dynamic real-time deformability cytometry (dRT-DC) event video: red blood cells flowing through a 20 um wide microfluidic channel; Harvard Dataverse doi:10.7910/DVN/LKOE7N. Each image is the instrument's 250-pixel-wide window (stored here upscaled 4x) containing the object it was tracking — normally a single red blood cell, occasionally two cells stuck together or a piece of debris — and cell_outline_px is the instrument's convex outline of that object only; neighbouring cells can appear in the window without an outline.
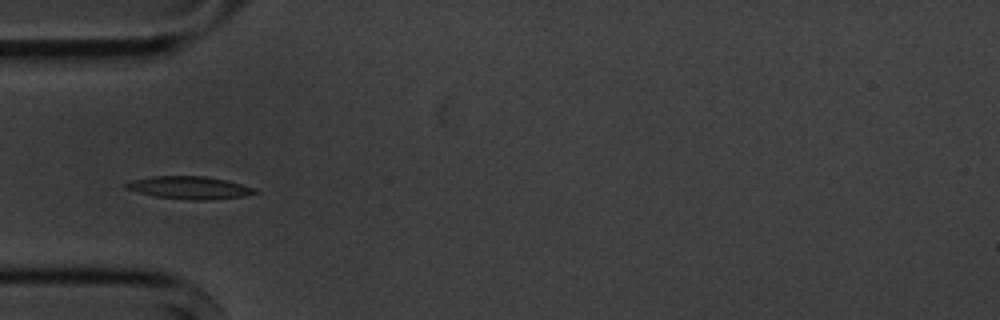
{"species": "common noctule bat (a hibernating species)", "species_latin": "Nyctalus noctula", "temperature_condition": "cold", "stored_images_in_passage": 8, "camera_frame_rate_fps": 3000, "um_per_image_px": 0.085, "animal": {"sex": "male", "body_mass_g": 20.1, "forearm_length_mm": 53.5}, "frame": {"image": 1, "passage_image": 5, "time_ms": 4.667, "image_size_px": [1000, 320], "cell_outline_px": [[260, 192], [244, 196], [208, 200], [188, 200], [152, 196], [128, 188], [124, 184], [128, 180], [152, 176], [204, 176], [224, 180], [256, 188]], "centroid_in_image_um": [16.1, 15.95], "position_along_channel_um": 68.9, "area_um2": 16.99}}
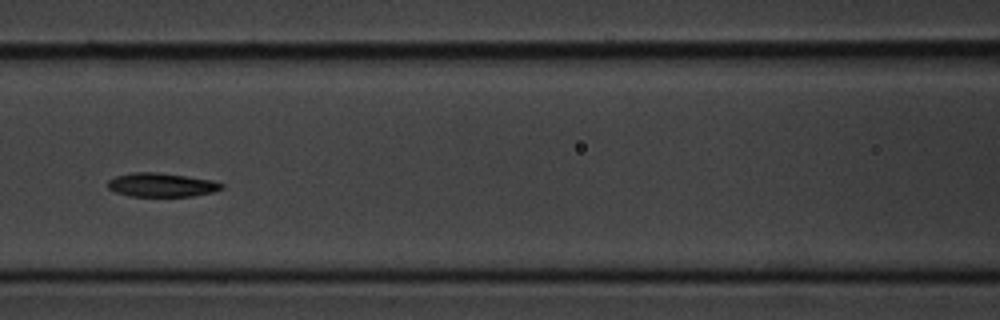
{"frame": {"image": 2, "passage_image": 7, "time_ms": 7.0, "image_size_px": [1000, 320], "cell_outline_px": [[224, 188], [212, 192], [192, 196], [132, 196], [116, 192], [108, 188], [108, 180], [116, 176], [132, 172], [156, 172], [212, 180], [224, 184]], "centroid_in_image_um": [13.73, 15.71], "position_along_channel_um": 152.9, "area_um2": 15.66}}
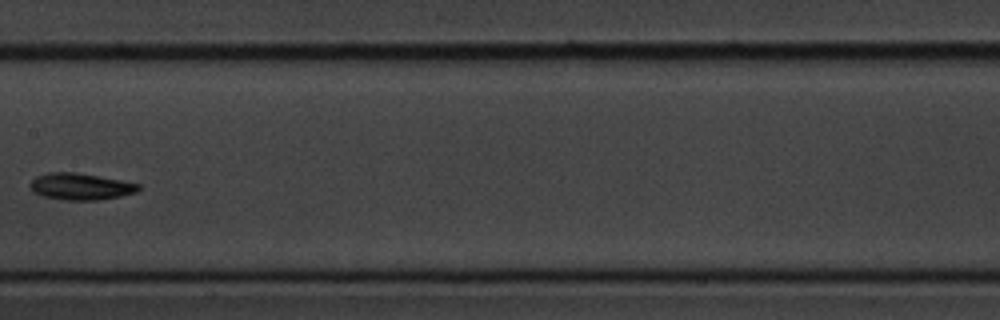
{"frame": {"image": 3, "passage_image": 8, "time_ms": 8.333, "image_size_px": [1000, 320], "cell_outline_px": [[140, 188], [136, 192], [120, 196], [100, 200], [64, 200], [44, 196], [36, 192], [28, 184], [36, 176], [48, 172], [72, 172], [124, 180], [140, 184]], "centroid_in_image_um": [6.88, 15.85], "position_along_channel_um": 200.5, "area_um2": 16.76}}